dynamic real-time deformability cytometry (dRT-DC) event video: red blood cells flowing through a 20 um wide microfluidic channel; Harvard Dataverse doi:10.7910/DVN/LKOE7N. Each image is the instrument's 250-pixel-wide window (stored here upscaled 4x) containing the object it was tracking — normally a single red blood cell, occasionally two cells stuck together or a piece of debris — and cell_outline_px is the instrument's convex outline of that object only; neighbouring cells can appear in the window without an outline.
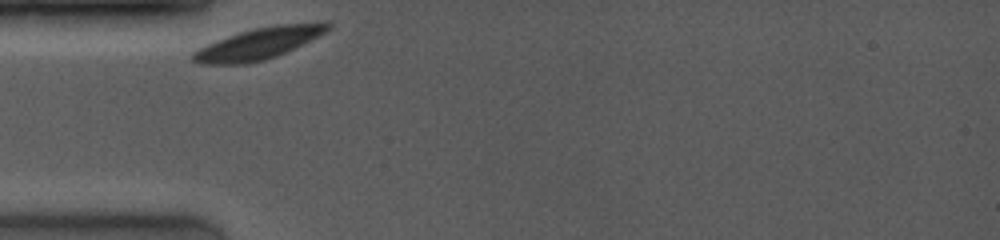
{"species": "common noctule bat (a hibernating species)", "species_latin": "Nyctalus noctula", "temperature_condition": "room temperature", "stored_images_in_passage": 18, "camera_frame_rate_fps": 4000, "um_per_image_px": 0.085, "animal": {"sex": "female", "body_mass_g": 19.0, "forearm_length_mm": 53.3}, "frame": {"image": 1, "passage_image": 1, "time_ms": 0.0, "image_size_px": [1000, 240], "cell_outline_px": [[332, 28], [276, 56], [264, 60], [248, 64], [204, 64], [192, 60], [192, 52], [208, 44], [228, 36], [240, 32], [256, 28], [276, 24], [320, 20], [328, 20], [332, 24]], "centroid_in_image_um": [22.06, 3.66], "position_along_channel_um": 62.9, "area_um2": 24.62}}
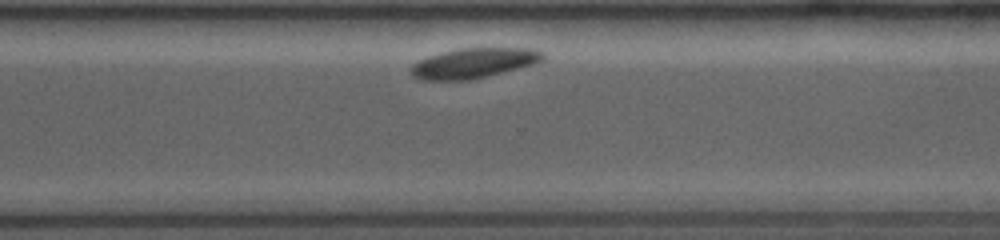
{"frame": {"image": 2, "passage_image": 16, "time_ms": 7.5, "image_size_px": [1000, 240], "cell_outline_px": [[544, 60], [532, 64], [488, 76], [468, 80], [420, 80], [412, 76], [408, 72], [408, 68], [412, 64], [428, 56], [440, 52], [460, 48], [532, 48], [544, 52]], "centroid_in_image_um": [40.21, 5.36], "position_along_channel_um": 330.4, "area_um2": 23.24}}
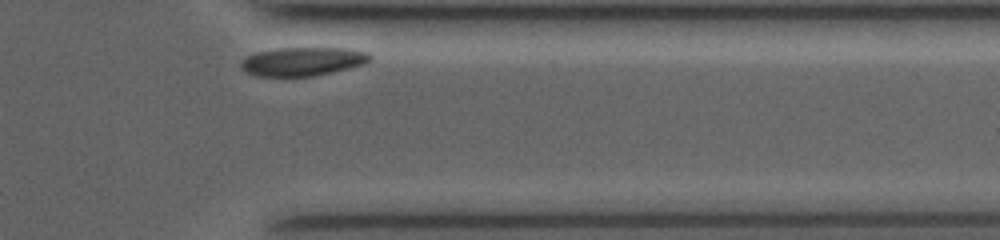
{"frame": {"image": 3, "passage_image": 18, "time_ms": 9.0, "image_size_px": [1000, 240], "cell_outline_px": [[372, 60], [364, 64], [332, 72], [312, 76], [256, 76], [248, 72], [240, 64], [248, 56], [256, 52], [276, 48], [352, 48], [368, 52], [372, 56]], "centroid_in_image_um": [25.8, 5.21], "position_along_channel_um": 385.6, "area_um2": 21.44}}